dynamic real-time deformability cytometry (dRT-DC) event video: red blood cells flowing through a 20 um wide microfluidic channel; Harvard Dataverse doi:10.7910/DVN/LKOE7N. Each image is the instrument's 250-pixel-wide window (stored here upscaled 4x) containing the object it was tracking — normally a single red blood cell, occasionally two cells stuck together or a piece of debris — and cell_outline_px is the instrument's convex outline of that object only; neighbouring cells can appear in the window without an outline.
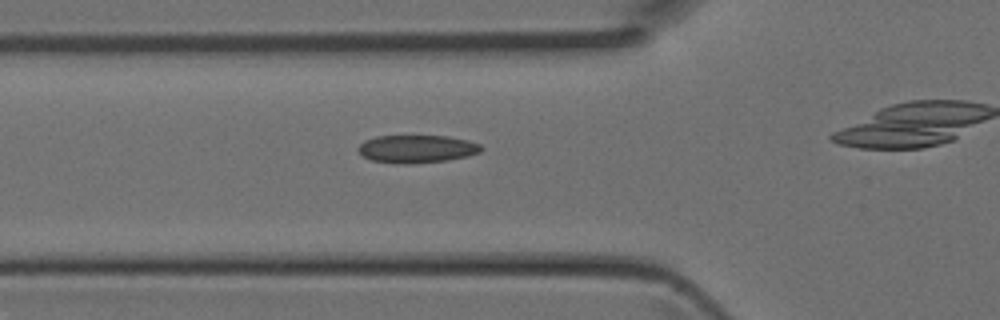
{"species": "Egyptian fruit bat (a non-hibernating species)", "species_latin": "Rousettus aegyptiacus", "temperature_condition": "room temperature", "stored_images_in_passage": 32, "camera_frame_rate_fps": 3000, "um_per_image_px": 0.085, "animal": {"sex": "female"}, "frame": {"image": 1, "passage_image": 12, "time_ms": 3.667, "image_size_px": [1000, 320], "cell_outline_px": [[484, 148], [480, 152], [468, 156], [444, 160], [404, 164], [372, 160], [364, 156], [356, 148], [364, 140], [376, 136], [448, 136], [468, 140], [480, 144]], "centroid_in_image_um": [35.44, 12.64], "position_along_channel_um": 90.4, "area_um2": 19.77}}
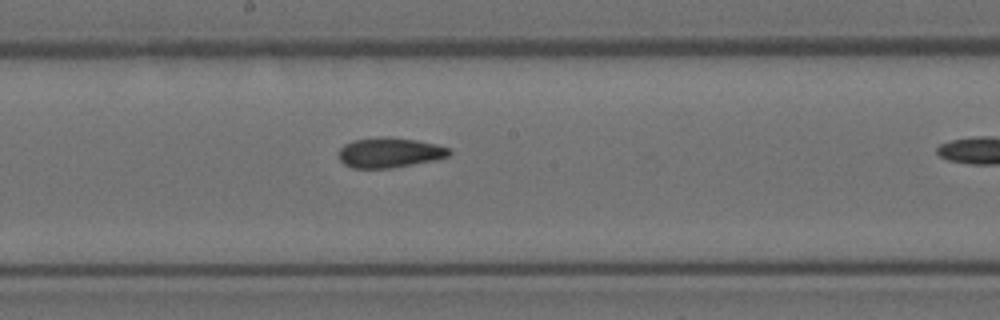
{"frame": {"image": 2, "passage_image": 20, "time_ms": 6.333, "image_size_px": [1000, 320], "cell_outline_px": [[452, 152], [448, 156], [436, 160], [392, 168], [352, 168], [344, 164], [340, 160], [336, 152], [344, 144], [352, 140], [384, 136], [388, 136], [416, 140], [436, 144], [448, 148]], "centroid_in_image_um": [33.08, 12.97], "position_along_channel_um": 215.1, "area_um2": 19.59}}
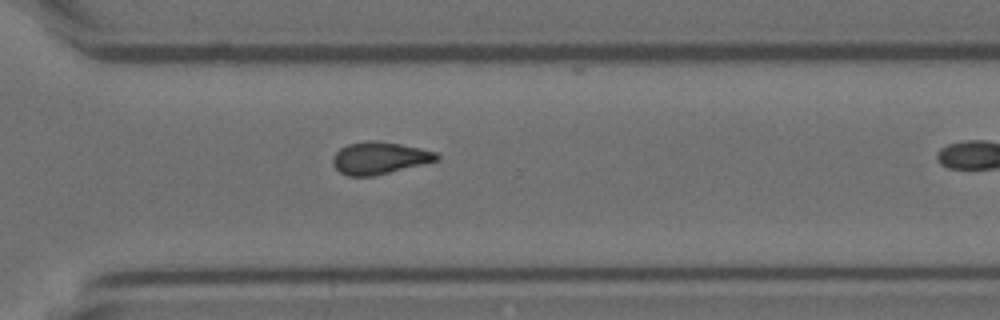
{"frame": {"image": 3, "passage_image": 28, "time_ms": 9.0, "image_size_px": [1000, 320], "cell_outline_px": [[440, 160], [424, 164], [372, 176], [348, 176], [340, 172], [332, 164], [332, 156], [340, 148], [348, 144], [368, 140], [400, 144], [420, 148], [436, 152], [440, 156]], "centroid_in_image_um": [32.25, 13.43], "position_along_channel_um": 338.4, "area_um2": 19.42}}